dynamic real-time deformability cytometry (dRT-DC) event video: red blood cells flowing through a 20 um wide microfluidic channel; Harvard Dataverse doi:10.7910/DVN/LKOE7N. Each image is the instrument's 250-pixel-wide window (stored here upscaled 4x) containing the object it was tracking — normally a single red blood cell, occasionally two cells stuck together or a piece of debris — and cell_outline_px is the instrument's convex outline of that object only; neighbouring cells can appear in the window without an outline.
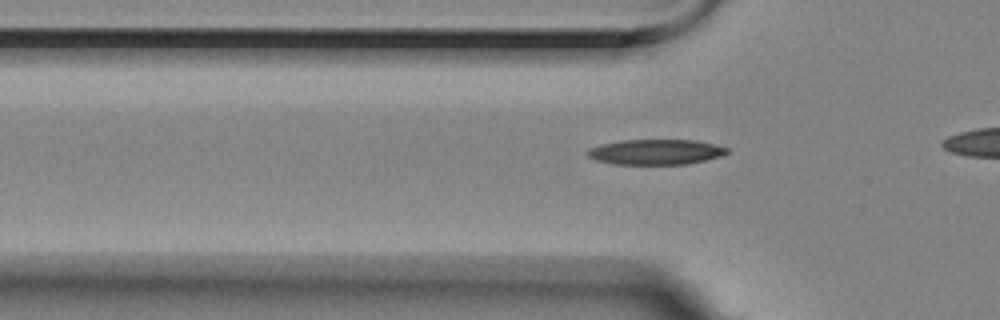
{"species": "Egyptian fruit bat (a non-hibernating species)", "species_latin": "Rousettus aegyptiacus", "temperature_condition": "room temperature", "stored_images_in_passage": 23, "camera_frame_rate_fps": 3000, "um_per_image_px": 0.085, "animal": {"sex": "female"}, "frame": {"image": 1, "passage_image": 13, "time_ms": 4.0, "image_size_px": [1000, 320], "cell_outline_px": [[728, 152], [720, 156], [688, 164], [612, 164], [596, 160], [588, 156], [584, 152], [588, 148], [600, 144], [620, 140], [696, 140], [716, 144], [728, 148]], "centroid_in_image_um": [55.69, 12.91], "position_along_channel_um": 70.1, "area_um2": 20.69}}
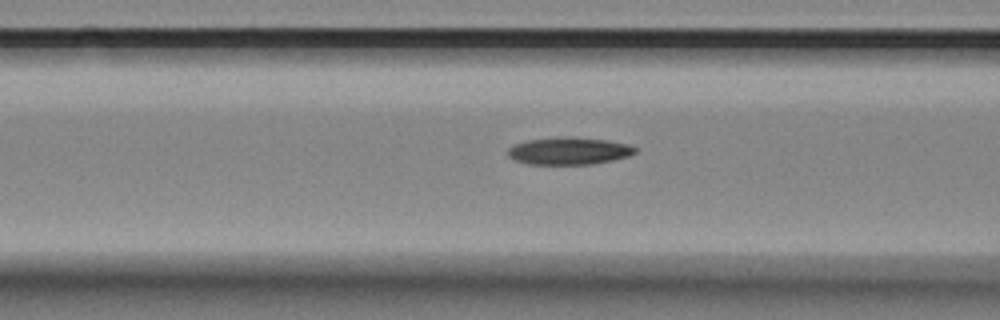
{"frame": {"image": 2, "passage_image": 17, "time_ms": 5.333, "image_size_px": [1000, 320], "cell_outline_px": [[636, 152], [628, 156], [612, 160], [592, 164], [528, 164], [512, 160], [508, 156], [508, 148], [512, 144], [528, 140], [564, 136], [568, 136], [608, 140], [628, 144], [636, 148]], "centroid_in_image_um": [48.32, 12.82], "position_along_channel_um": 118.3, "area_um2": 20.4}}
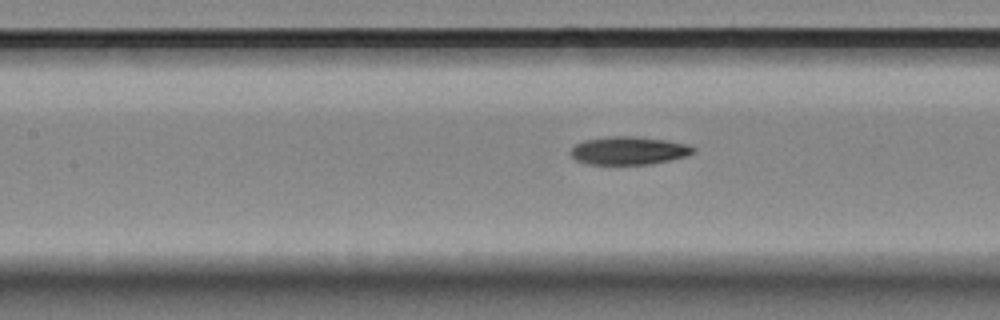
{"frame": {"image": 3, "passage_image": 20, "time_ms": 6.333, "image_size_px": [1000, 320], "cell_outline_px": [[696, 152], [688, 156], [652, 164], [588, 164], [576, 160], [572, 156], [572, 148], [576, 144], [584, 140], [608, 136], [640, 136], [668, 140], [688, 144], [696, 148]], "centroid_in_image_um": [53.51, 12.79], "position_along_channel_um": 153.9, "area_um2": 20.29}}